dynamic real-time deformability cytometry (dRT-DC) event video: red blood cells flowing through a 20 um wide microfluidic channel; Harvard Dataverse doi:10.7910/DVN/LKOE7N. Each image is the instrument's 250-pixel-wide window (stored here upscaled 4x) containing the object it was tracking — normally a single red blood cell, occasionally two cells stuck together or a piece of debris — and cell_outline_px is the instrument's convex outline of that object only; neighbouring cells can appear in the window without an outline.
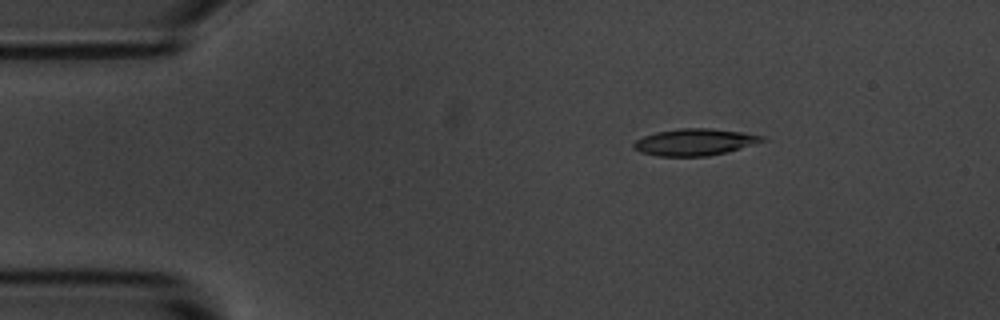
{"species": "common noctule bat (a hibernating species)", "species_latin": "Nyctalus noctula", "temperature_condition": "room temperature", "stored_images_in_passage": 4, "camera_frame_rate_fps": 3000, "um_per_image_px": 0.085, "animal": {"sex": "male", "body_mass_g": 20.1, "forearm_length_mm": 53.5}, "frame": {"image": 1, "passage_image": 2, "time_ms": 2.0, "image_size_px": [1000, 320], "cell_outline_px": [[768, 140], [728, 152], [708, 156], [656, 156], [640, 152], [632, 148], [632, 144], [636, 140], [644, 136], [656, 132], [680, 128], [712, 128], [740, 132], [764, 136]], "centroid_in_image_um": [59.04, 12.08], "position_along_channel_um": 26.0, "area_um2": 20.17}}
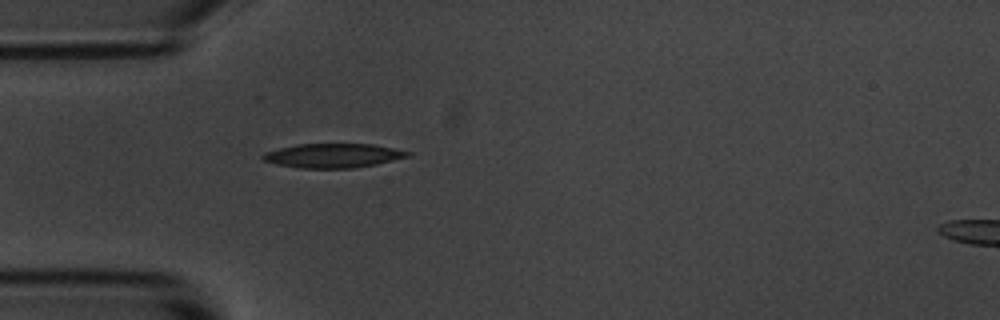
{"frame": {"image": 2, "passage_image": 4, "time_ms": 4.333, "image_size_px": [1000, 320], "cell_outline_px": [[412, 156], [376, 164], [352, 168], [300, 168], [276, 164], [264, 160], [260, 156], [264, 152], [296, 144], [372, 144], [412, 152]], "centroid_in_image_um": [28.32, 13.22], "position_along_channel_um": 56.7, "area_um2": 20.4}}